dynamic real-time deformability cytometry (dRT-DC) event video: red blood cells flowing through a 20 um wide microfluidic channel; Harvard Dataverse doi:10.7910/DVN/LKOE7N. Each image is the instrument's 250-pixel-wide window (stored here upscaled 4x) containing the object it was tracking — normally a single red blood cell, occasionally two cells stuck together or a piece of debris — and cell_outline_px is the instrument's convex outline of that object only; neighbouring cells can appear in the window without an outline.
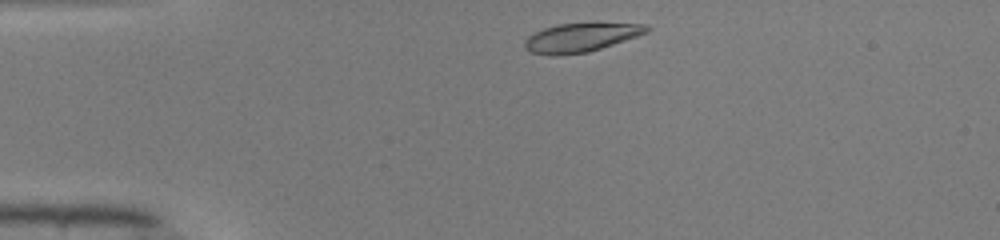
{"species": "common noctule bat (a hibernating species)", "species_latin": "Nyctalus noctula", "temperature_condition": "warm", "stored_images_in_passage": 41, "camera_frame_rate_fps": 3000, "um_per_image_px": 0.085, "animal": {"sex": "male", "body_mass_g": 19.0, "forearm_length_mm": 50.8}, "frame": {"image": 1, "passage_image": 2, "time_ms": 0.333, "image_size_px": [1000, 240], "cell_outline_px": [[652, 28], [648, 32], [588, 52], [556, 56], [552, 56], [532, 52], [524, 48], [524, 40], [528, 36], [544, 28], [556, 24], [644, 24]], "centroid_in_image_um": [49.31, 3.2], "position_along_channel_um": 35.7, "area_um2": 20.06}}
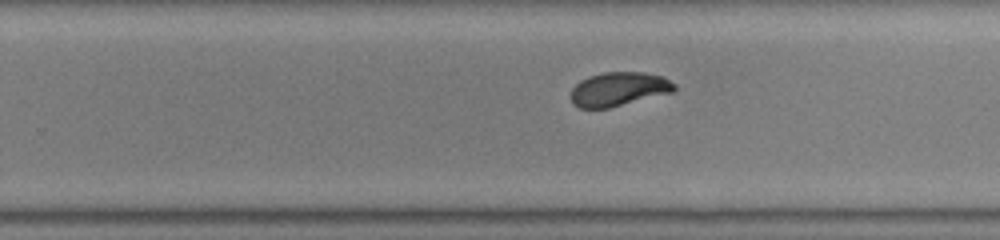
{"frame": {"image": 2, "passage_image": 23, "time_ms": 7.333, "image_size_px": [1000, 240], "cell_outline_px": [[676, 88], [672, 92], [608, 108], [580, 108], [572, 104], [572, 88], [580, 80], [588, 76], [604, 72], [644, 72], [664, 76], [676, 84]], "centroid_in_image_um": [52.6, 7.56], "position_along_channel_um": 277.2, "area_um2": 20.46}}
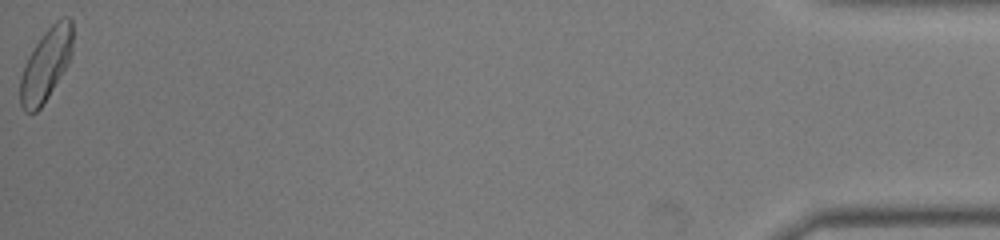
{"frame": {"image": 3, "passage_image": 41, "time_ms": 13.333, "image_size_px": [1000, 240], "cell_outline_px": [[72, 52], [68, 64], [48, 96], [40, 108], [36, 112], [24, 112], [20, 104], [20, 76], [24, 64], [28, 56], [44, 32], [56, 20], [64, 16], [68, 16], [72, 20]], "centroid_in_image_um": [3.9, 5.48], "position_along_channel_um": 431.3, "area_um2": 22.02}, "authors_computed_cell_mechanics": {"area_um2": 21.097, "velocity_mm_per_s": 4.1002, "shape_relaxation_time_tau1_ms": 5.4157, "shape_relaxation_time_tau2_ms": 0.9898, "deformation_change_tau1": 0.2007, "deformation_change_tau2": 0.0345}}